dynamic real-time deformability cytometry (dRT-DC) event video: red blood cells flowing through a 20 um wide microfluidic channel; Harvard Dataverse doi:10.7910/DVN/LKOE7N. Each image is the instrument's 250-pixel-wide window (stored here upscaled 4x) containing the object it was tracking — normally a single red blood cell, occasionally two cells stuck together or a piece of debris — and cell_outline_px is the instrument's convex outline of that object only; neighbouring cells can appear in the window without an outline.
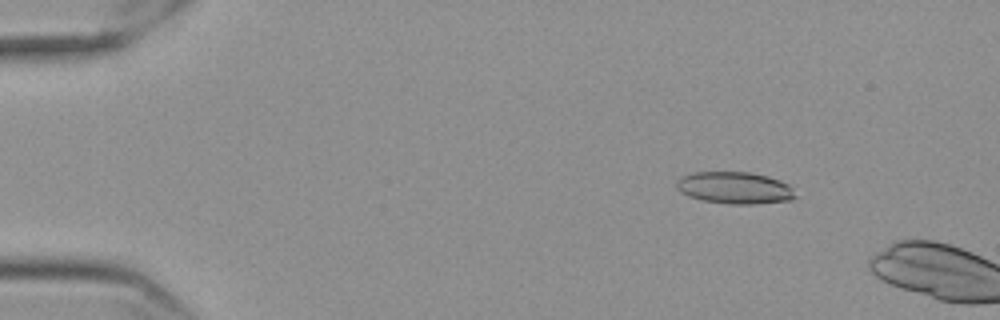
{"species": "Egyptian fruit bat (a non-hibernating species)", "species_latin": "Rousettus aegyptiacus", "temperature_condition": "cold", "stored_images_in_passage": 12, "camera_frame_rate_fps": 3000, "um_per_image_px": 0.085, "frame": {"image": 1, "passage_image": 9, "time_ms": 2.667, "image_size_px": [1000, 320], "cell_outline_px": [[800, 196], [792, 200], [756, 204], [732, 204], [704, 200], [688, 196], [680, 192], [676, 188], [676, 180], [680, 176], [692, 172], [752, 172], [768, 176], [780, 180], [788, 184]], "centroid_in_image_um": [62.48, 15.96], "position_along_channel_um": 22.5, "area_um2": 22.48}}